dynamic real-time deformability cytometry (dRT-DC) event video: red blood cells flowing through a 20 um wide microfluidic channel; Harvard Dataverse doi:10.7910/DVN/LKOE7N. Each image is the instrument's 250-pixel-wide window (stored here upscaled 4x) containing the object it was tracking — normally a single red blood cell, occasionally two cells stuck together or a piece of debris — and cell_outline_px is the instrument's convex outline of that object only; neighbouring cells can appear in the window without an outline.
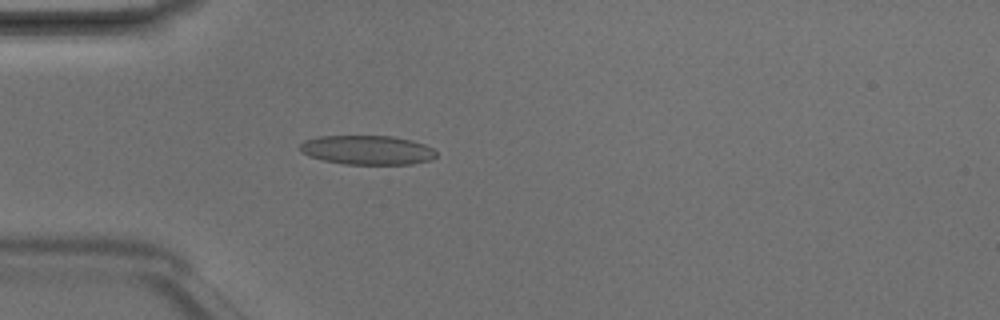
{"species": "Egyptian fruit bat (a non-hibernating species)", "species_latin": "Rousettus aegyptiacus", "temperature_condition": "room temperature", "stored_images_in_passage": 4, "camera_frame_rate_fps": 3000, "um_per_image_px": 0.085, "animal": {"sex": "male"}, "frame": {"image": 1, "passage_image": 4, "time_ms": 1.0, "image_size_px": [1000, 320], "cell_outline_px": [[436, 156], [432, 160], [412, 164], [344, 164], [324, 160], [308, 156], [300, 152], [300, 144], [304, 140], [320, 136], [392, 136], [412, 140], [424, 144], [432, 148], [436, 152]], "centroid_in_image_um": [31.22, 12.75], "position_along_channel_um": 53.8, "area_um2": 23.29}}